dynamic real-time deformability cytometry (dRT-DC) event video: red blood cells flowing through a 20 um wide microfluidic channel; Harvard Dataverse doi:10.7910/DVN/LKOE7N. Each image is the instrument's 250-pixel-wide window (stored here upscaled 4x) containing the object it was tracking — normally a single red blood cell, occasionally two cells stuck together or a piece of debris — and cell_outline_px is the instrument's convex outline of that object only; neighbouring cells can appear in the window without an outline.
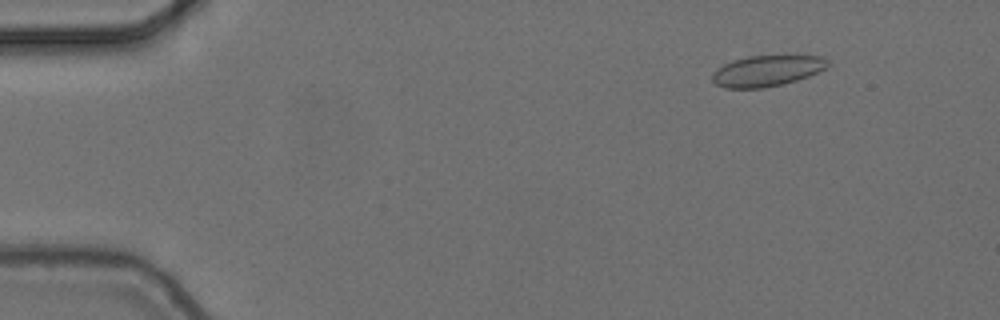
{"species": "common noctule bat (a hibernating species)", "species_latin": "Nyctalus noctula", "temperature_condition": "cold", "stored_images_in_passage": 4, "camera_frame_rate_fps": 3000, "um_per_image_px": 0.085, "animal": {"sex": "female", "body_mass_g": 24.6, "forearm_length_mm": 56.2}, "frame": {"image": 1, "passage_image": 2, "time_ms": 0.333, "image_size_px": [1000, 320], "cell_outline_px": [[828, 64], [824, 68], [808, 76], [796, 80], [764, 88], [724, 88], [716, 84], [712, 80], [712, 72], [716, 68], [732, 60], [748, 56], [824, 56], [828, 60]], "centroid_in_image_um": [65.13, 6.02], "position_along_channel_um": 19.9, "area_um2": 20.63}}